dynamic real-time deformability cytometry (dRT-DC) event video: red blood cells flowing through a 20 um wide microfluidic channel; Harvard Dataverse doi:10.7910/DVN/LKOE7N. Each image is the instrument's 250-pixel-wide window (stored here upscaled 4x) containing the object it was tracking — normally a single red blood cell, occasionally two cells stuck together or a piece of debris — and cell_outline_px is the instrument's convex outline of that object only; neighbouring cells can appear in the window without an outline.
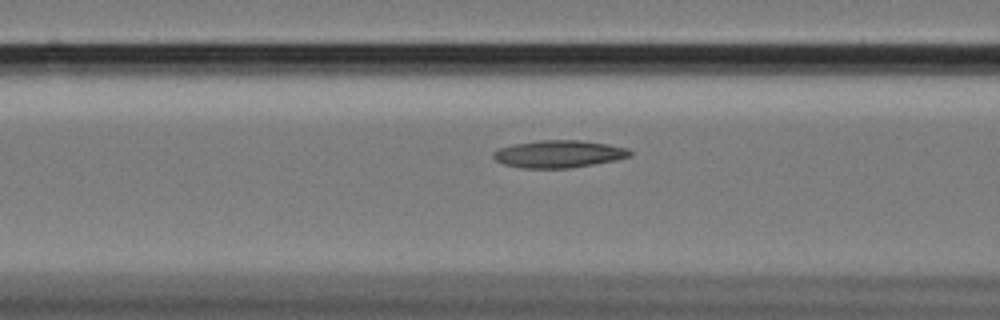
{"species": "Egyptian fruit bat (a non-hibernating species)", "species_latin": "Rousettus aegyptiacus", "temperature_condition": "cold", "stored_images_in_passage": 53, "camera_frame_rate_fps": 3000, "um_per_image_px": 0.085, "animal": {"sex": "female"}, "frame": {"image": 1, "passage_image": 18, "time_ms": 5.667, "image_size_px": [1000, 320], "cell_outline_px": [[632, 156], [616, 160], [568, 168], [520, 168], [504, 164], [496, 160], [492, 156], [492, 152], [500, 148], [512, 144], [540, 140], [580, 140], [608, 144], [628, 148], [632, 152]], "centroid_in_image_um": [47.49, 13.08], "position_along_channel_um": 119.1, "area_um2": 21.85}}
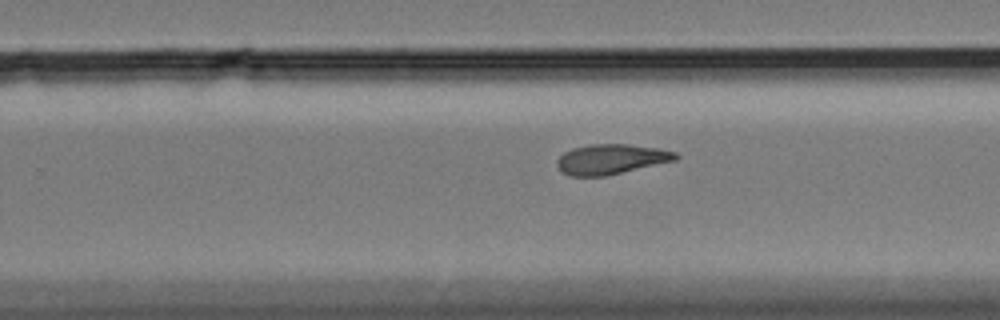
{"frame": {"image": 2, "passage_image": 32, "time_ms": 10.333, "image_size_px": [1000, 320], "cell_outline_px": [[680, 156], [676, 160], [604, 176], [568, 176], [560, 172], [556, 164], [556, 160], [564, 152], [572, 148], [588, 144], [628, 144], [656, 148], [676, 152]], "centroid_in_image_um": [51.89, 13.53], "position_along_channel_um": 277.9, "area_um2": 20.81}}
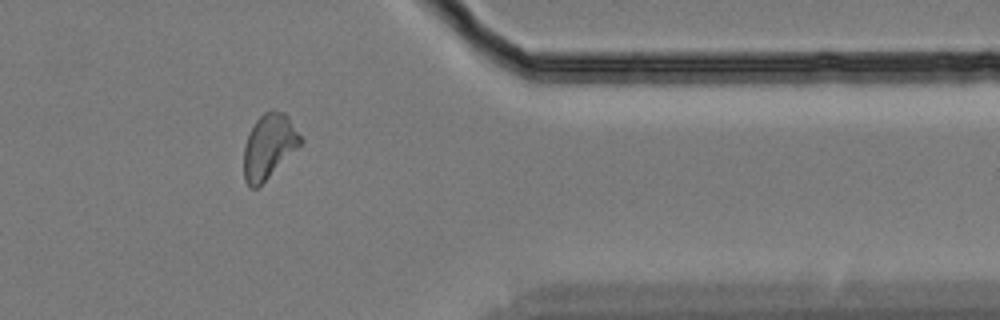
{"frame": {"image": 3, "passage_image": 43, "time_ms": 14.0, "image_size_px": [1000, 320], "cell_outline_px": [[304, 140], [256, 188], [248, 188], [244, 180], [244, 148], [248, 136], [256, 120], [264, 112], [284, 112], [288, 116]], "centroid_in_image_um": [22.84, 12.43], "position_along_channel_um": 388.6, "area_um2": 20.58}, "authors_computed_cell_mechanics": {"area_um2": 21.386, "velocity_mm_per_s": 3.4081, "shape_relaxation_time_tau1_ms": null, "shape_relaxation_time_tau2_ms": 4.2386, "deformation_change_tau1": null, "deformation_change_tau2": 0.1098}}